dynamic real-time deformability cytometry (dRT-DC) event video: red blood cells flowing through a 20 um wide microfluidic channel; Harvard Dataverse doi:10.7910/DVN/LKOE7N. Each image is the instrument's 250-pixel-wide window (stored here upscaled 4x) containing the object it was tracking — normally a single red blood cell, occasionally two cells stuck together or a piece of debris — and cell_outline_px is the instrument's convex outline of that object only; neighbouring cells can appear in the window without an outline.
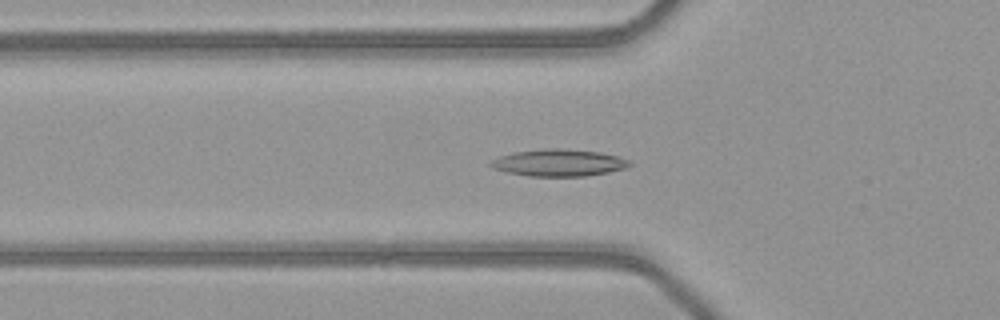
{"species": "common noctule bat (a hibernating species)", "species_latin": "Nyctalus noctula", "temperature_condition": "warm", "stored_images_in_passage": 38, "camera_frame_rate_fps": 3000, "um_per_image_px": 0.085, "animal": {"sex": "female", "body_mass_g": 21.9}, "frame": {"image": 1, "passage_image": 4, "time_ms": 1.0, "image_size_px": [1000, 320], "cell_outline_px": [[632, 164], [624, 168], [608, 172], [584, 176], [528, 176], [508, 172], [492, 168], [488, 164], [492, 160], [500, 156], [512, 152], [544, 148], [560, 148], [600, 152], [616, 156], [628, 160]], "centroid_in_image_um": [47.45, 13.82], "position_along_channel_um": 78.3, "area_um2": 21.73}}
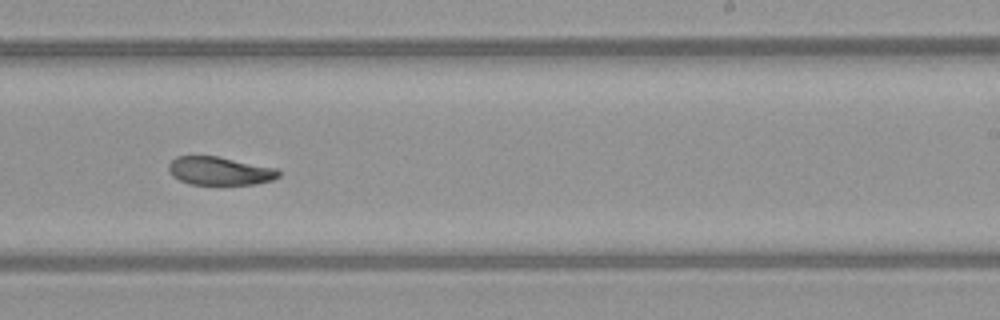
{"frame": {"image": 2, "passage_image": 18, "time_ms": 5.667, "image_size_px": [1000, 320], "cell_outline_px": [[280, 176], [272, 180], [256, 184], [188, 184], [172, 176], [168, 172], [168, 164], [176, 156], [216, 156], [276, 168], [280, 172]], "centroid_in_image_um": [18.65, 14.53], "position_along_channel_um": 270.4, "area_um2": 18.09}}
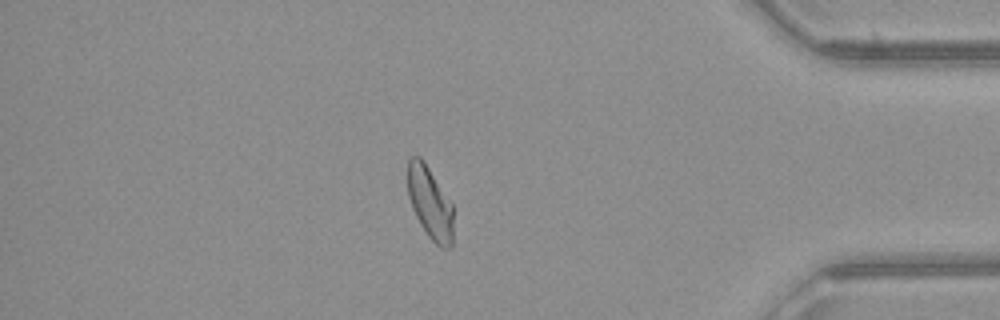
{"frame": {"image": 3, "passage_image": 30, "time_ms": 9.667, "image_size_px": [1000, 320], "cell_outline_px": [[452, 248], [440, 248], [428, 236], [420, 224], [412, 208], [408, 196], [408, 156], [420, 156], [424, 160], [452, 204]], "centroid_in_image_um": [36.53, 17.23], "position_along_channel_um": 398.7, "area_um2": 19.19}, "authors_computed_cell_mechanics": {"area_um2": 19.363, "velocity_mm_per_s": 4.0906, "shape_relaxation_time_tau1_ms": 7.0092, "shape_relaxation_time_tau2_ms": 2.5381, "deformation_change_tau1": 0.182, "deformation_change_tau2": 0.0843}}